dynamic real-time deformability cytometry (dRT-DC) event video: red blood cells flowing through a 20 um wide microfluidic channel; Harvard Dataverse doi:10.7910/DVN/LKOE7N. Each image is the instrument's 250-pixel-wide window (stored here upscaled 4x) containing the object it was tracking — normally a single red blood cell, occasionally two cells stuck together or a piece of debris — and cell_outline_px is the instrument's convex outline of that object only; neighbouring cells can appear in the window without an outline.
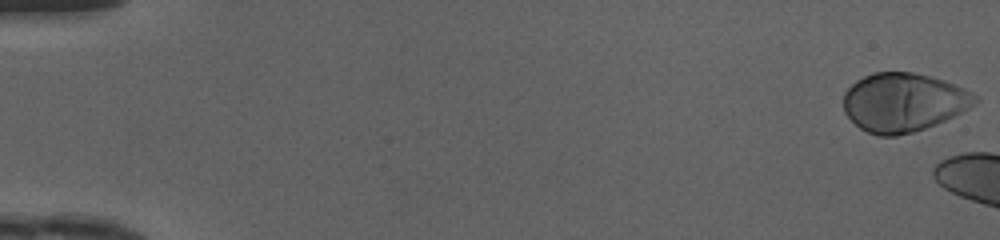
{"species": "human", "species_latin": "Homo sapiens", "temperature_condition": "cold", "stored_images_in_passage": 5, "camera_frame_rate_fps": 3000, "um_per_image_px": 0.085, "donor": {"sex": "female"}, "frame": {"image": 1, "passage_image": 1, "time_ms": 0.0, "image_size_px": [1000, 240], "cell_outline_px": [[980, 100], [968, 108], [936, 124], [912, 132], [896, 136], [880, 136], [868, 132], [860, 128], [844, 112], [844, 92], [856, 80], [872, 72], [912, 72], [944, 80], [964, 88], [980, 96]], "centroid_in_image_um": [76.79, 8.69], "position_along_channel_um": 8.2, "area_um2": 44.85}}